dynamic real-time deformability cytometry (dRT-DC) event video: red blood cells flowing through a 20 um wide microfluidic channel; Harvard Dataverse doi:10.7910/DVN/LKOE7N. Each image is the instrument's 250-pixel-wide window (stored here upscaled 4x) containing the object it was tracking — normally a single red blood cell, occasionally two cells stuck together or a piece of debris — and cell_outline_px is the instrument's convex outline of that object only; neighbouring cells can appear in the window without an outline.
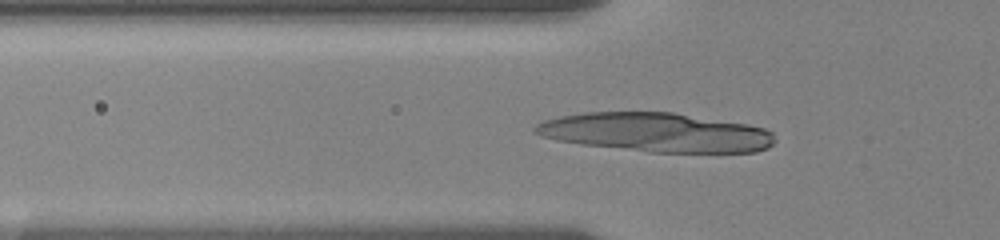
{"species": "human", "species_latin": "Homo sapiens", "temperature_condition": "room temperature", "stored_images_in_passage": 10, "camera_frame_rate_fps": 3000, "um_per_image_px": 0.085, "donor": {"sex": "female"}, "frame": {"image": 1, "passage_image": 9, "time_ms": 6.333, "image_size_px": [1000, 240], "cell_outline_px": [[776, 140], [768, 148], [756, 152], [652, 152], [580, 144], [556, 140], [540, 136], [532, 132], [532, 128], [536, 124], [544, 120], [560, 116], [584, 112], [672, 112], [748, 124], [764, 128], [772, 132]], "centroid_in_image_um": [55.74, 11.25], "position_along_channel_um": 70.1, "area_um2": 54.74}}